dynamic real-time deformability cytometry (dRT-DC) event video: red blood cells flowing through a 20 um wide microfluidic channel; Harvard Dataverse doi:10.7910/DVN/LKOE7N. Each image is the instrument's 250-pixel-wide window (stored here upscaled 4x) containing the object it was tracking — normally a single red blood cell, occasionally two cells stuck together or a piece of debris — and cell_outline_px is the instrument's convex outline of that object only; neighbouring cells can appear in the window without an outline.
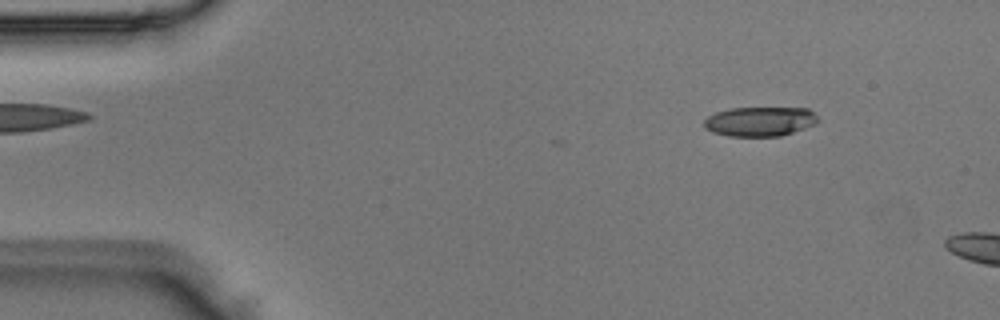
{"species": "Egyptian fruit bat (a non-hibernating species)", "species_latin": "Rousettus aegyptiacus", "temperature_condition": "room temperature", "stored_images_in_passage": 3, "camera_frame_rate_fps": 3000, "um_per_image_px": 0.085, "animal": {"sex": "male"}, "frame": {"image": 1, "passage_image": 2, "time_ms": 0.333, "image_size_px": [1000, 320], "cell_outline_px": [[820, 120], [816, 124], [780, 136], [728, 136], [712, 132], [704, 128], [704, 120], [708, 116], [716, 112], [728, 108], [808, 108]], "centroid_in_image_um": [64.57, 10.32], "position_along_channel_um": 20.4, "area_um2": 19.59}}